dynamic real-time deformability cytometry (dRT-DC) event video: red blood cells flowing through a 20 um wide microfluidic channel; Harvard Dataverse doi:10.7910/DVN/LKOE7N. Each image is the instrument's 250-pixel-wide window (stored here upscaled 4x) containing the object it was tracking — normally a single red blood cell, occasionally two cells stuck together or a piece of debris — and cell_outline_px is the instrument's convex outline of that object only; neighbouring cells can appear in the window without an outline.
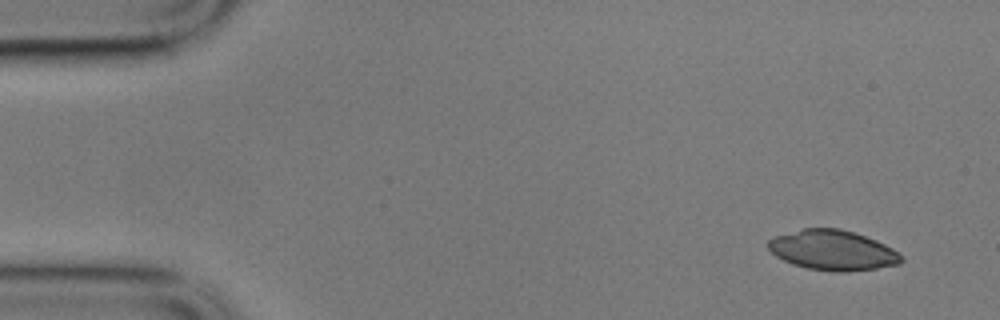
{"species": "common noctule bat (a hibernating species)", "species_latin": "Nyctalus noctula", "temperature_condition": "cold", "stored_images_in_passage": 10, "camera_frame_rate_fps": 3000, "um_per_image_px": 0.085, "animal": {"sex": "male", "body_mass_g": 17.9}, "frame": {"image": 1, "passage_image": 1, "time_ms": 0.0, "image_size_px": [1000, 320], "cell_outline_px": [[904, 260], [900, 264], [876, 268], [848, 272], [832, 272], [808, 268], [792, 264], [776, 256], [768, 248], [768, 240], [772, 236], [800, 228], [840, 228], [876, 240], [892, 248]], "centroid_in_image_um": [70.74, 21.26], "position_along_channel_um": 14.3, "area_um2": 31.15}}